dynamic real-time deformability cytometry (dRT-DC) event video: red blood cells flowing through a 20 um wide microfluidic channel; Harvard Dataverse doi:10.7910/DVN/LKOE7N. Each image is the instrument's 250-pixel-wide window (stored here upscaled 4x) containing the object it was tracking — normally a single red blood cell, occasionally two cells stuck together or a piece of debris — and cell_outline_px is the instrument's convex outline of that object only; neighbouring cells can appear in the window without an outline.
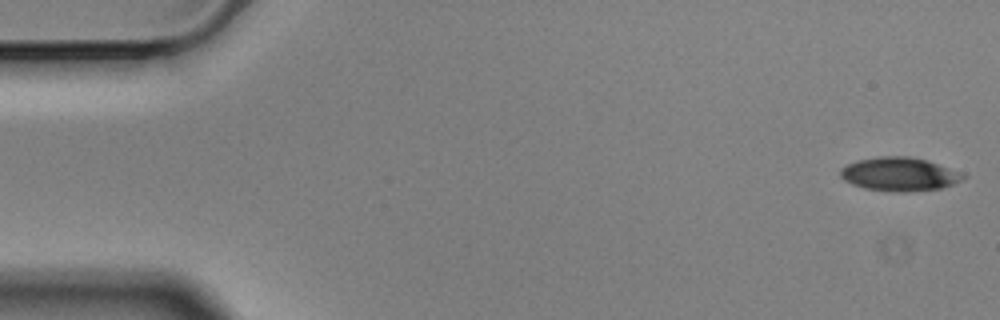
{"species": "Egyptian fruit bat (a non-hibernating species)", "species_latin": "Rousettus aegyptiacus", "temperature_condition": "cold", "stored_images_in_passage": 4, "camera_frame_rate_fps": 3000, "um_per_image_px": 0.085, "animal": {"sex": "male"}, "frame": {"image": 1, "passage_image": 1, "time_ms": 0.0, "image_size_px": [1000, 320], "cell_outline_px": [[968, 176], [952, 184], [940, 188], [908, 192], [896, 192], [864, 188], [852, 184], [844, 180], [840, 176], [840, 168], [848, 164], [860, 160], [880, 156], [908, 156], [924, 160], [936, 164]], "centroid_in_image_um": [76.39, 14.81], "position_along_channel_um": 8.6, "area_um2": 23.58}}